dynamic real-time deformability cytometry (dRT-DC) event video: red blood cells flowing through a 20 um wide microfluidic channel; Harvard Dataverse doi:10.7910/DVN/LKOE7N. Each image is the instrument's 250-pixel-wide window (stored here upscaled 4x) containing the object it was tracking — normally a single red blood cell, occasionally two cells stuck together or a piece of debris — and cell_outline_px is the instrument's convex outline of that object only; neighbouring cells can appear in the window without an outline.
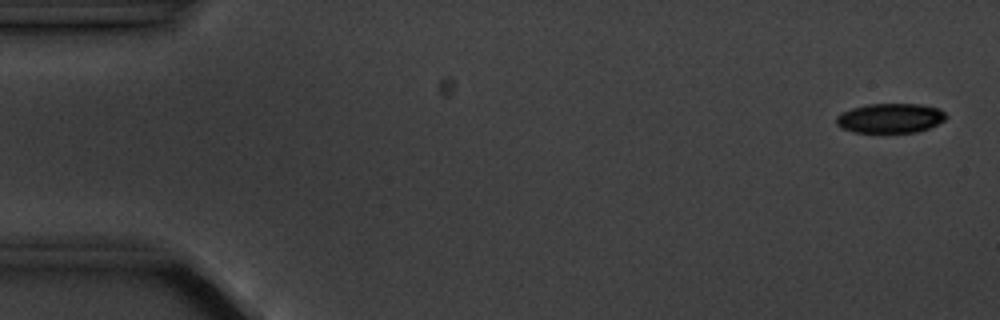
{"species": "common noctule bat (a hibernating species)", "species_latin": "Nyctalus noctula", "temperature_condition": "cold", "stored_images_in_passage": 5, "camera_frame_rate_fps": 3000, "um_per_image_px": 0.085, "animal": {"sex": "male", "body_mass_g": 20.1, "forearm_length_mm": 53.5}, "frame": {"image": 1, "passage_image": 1, "time_ms": 0.0, "image_size_px": [1000, 320], "cell_outline_px": [[948, 116], [944, 120], [928, 128], [916, 132], [852, 132], [840, 128], [836, 124], [836, 116], [840, 112], [852, 108], [868, 104], [920, 104], [936, 108], [944, 112]], "centroid_in_image_um": [75.62, 10.04], "position_along_channel_um": 9.4, "area_um2": 18.9}}